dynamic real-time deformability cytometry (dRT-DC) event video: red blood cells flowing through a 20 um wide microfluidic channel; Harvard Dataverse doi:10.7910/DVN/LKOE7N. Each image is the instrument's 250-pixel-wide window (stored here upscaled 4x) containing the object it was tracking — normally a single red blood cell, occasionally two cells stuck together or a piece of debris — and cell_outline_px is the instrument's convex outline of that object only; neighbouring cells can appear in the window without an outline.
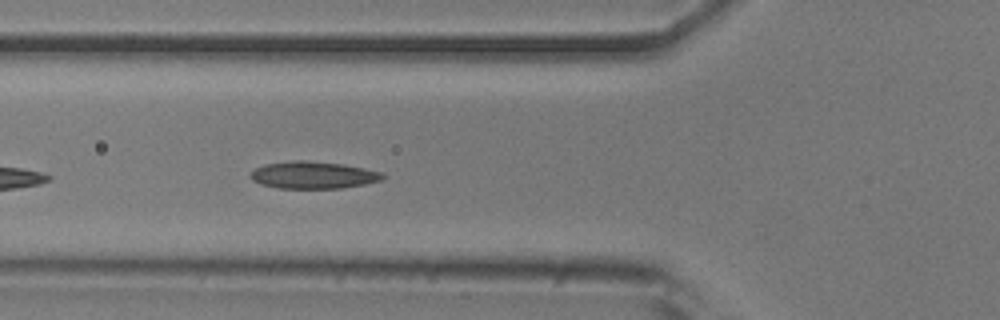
{"species": "common noctule bat (a hibernating species)", "species_latin": "Nyctalus noctula", "temperature_condition": "room temperature", "stored_images_in_passage": 15, "camera_frame_rate_fps": 3000, "um_per_image_px": 0.085, "animal": {"sex": "male", "body_mass_g": 20.5, "forearm_length_mm": 52.5}, "frame": {"image": 1, "passage_image": 5, "time_ms": 1.333, "image_size_px": [1000, 320], "cell_outline_px": [[384, 180], [344, 188], [280, 188], [260, 184], [252, 180], [248, 176], [256, 168], [264, 164], [296, 160], [304, 160], [344, 164], [384, 172]], "centroid_in_image_um": [26.65, 14.88], "position_along_channel_um": 99.2, "area_um2": 21.04}}
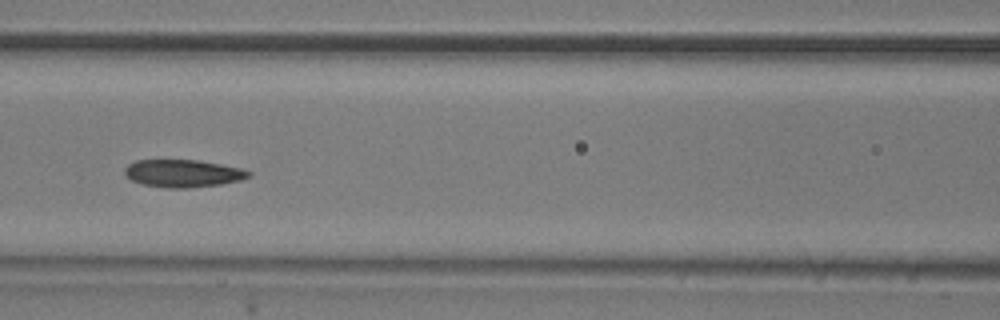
{"frame": {"image": 2, "passage_image": 9, "time_ms": 2.667, "image_size_px": [1000, 320], "cell_outline_px": [[252, 176], [240, 180], [220, 184], [188, 188], [168, 188], [144, 184], [132, 180], [124, 172], [124, 168], [128, 164], [136, 160], [200, 160], [240, 168], [252, 172]], "centroid_in_image_um": [15.57, 14.73], "position_along_channel_um": 151.0, "area_um2": 19.83}}